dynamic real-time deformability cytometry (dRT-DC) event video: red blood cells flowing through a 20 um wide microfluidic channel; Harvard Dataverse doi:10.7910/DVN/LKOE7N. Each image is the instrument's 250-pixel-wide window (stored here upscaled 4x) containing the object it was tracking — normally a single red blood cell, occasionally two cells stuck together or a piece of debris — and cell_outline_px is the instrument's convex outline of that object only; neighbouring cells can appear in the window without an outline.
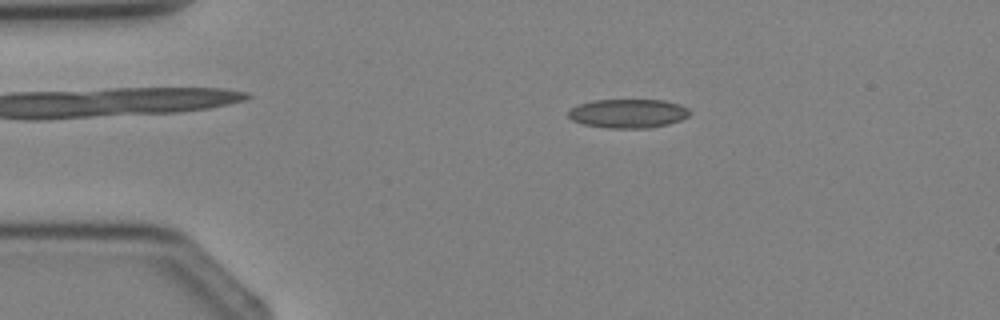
{"species": "Egyptian fruit bat (a non-hibernating species)", "species_latin": "Rousettus aegyptiacus", "temperature_condition": "cold", "stored_images_in_passage": 4, "camera_frame_rate_fps": 3000, "um_per_image_px": 0.085, "animal": {"sex": "female"}, "frame": {"image": 1, "passage_image": 2, "time_ms": 1.333, "image_size_px": [1000, 320], "cell_outline_px": [[692, 112], [688, 116], [680, 120], [668, 124], [652, 128], [608, 128], [580, 124], [572, 120], [568, 116], [568, 112], [572, 108], [580, 104], [592, 100], [664, 100], [680, 104], [688, 108]], "centroid_in_image_um": [53.4, 9.65], "position_along_channel_um": 31.6, "area_um2": 20.63}}
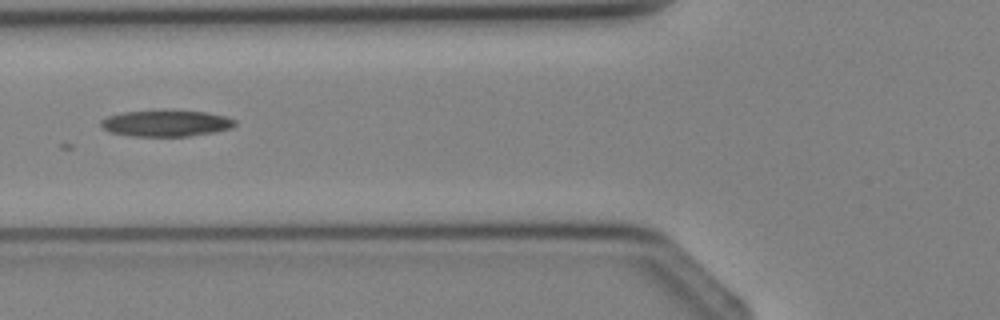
{"frame": {"image": 2, "passage_image": 4, "time_ms": 3.667, "image_size_px": [1000, 320], "cell_outline_px": [[236, 124], [232, 128], [216, 132], [188, 136], [132, 136], [108, 132], [100, 124], [100, 120], [108, 116], [124, 112], [164, 108], [208, 112], [224, 116], [236, 120]], "centroid_in_image_um": [14.12, 10.45], "position_along_channel_um": 111.7, "area_um2": 21.27}}